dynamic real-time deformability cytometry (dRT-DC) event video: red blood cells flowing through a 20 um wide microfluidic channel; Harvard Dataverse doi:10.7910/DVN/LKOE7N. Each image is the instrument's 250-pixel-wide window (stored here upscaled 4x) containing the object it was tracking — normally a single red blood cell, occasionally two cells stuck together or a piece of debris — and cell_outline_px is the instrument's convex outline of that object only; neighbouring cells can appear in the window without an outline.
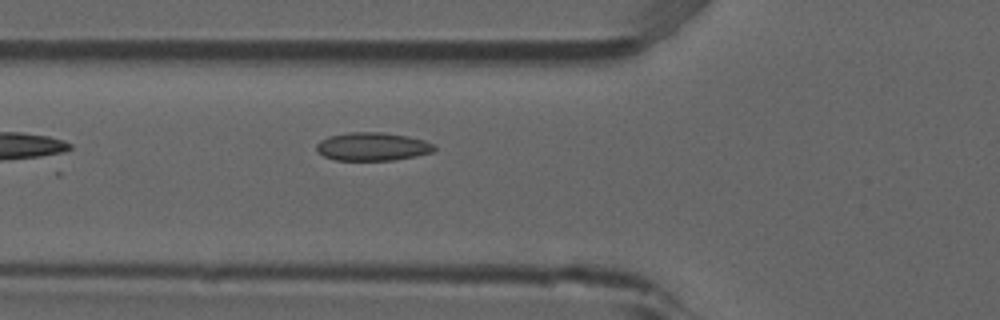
{"species": "common noctule bat (a hibernating species)", "species_latin": "Nyctalus noctula", "temperature_condition": "room temperature", "stored_images_in_passage": 4, "camera_frame_rate_fps": 3000, "um_per_image_px": 0.085, "animal": {"sex": "male", "forearm_length_mm": 52.5}, "frame": {"image": 1, "passage_image": 4, "time_ms": 1.0, "image_size_px": [1000, 320], "cell_outline_px": [[436, 148], [432, 152], [416, 156], [392, 160], [336, 160], [324, 156], [316, 148], [316, 144], [320, 140], [328, 136], [348, 132], [380, 132], [408, 136], [424, 140], [432, 144]], "centroid_in_image_um": [31.64, 12.45], "position_along_channel_um": 94.2, "area_um2": 19.31}}